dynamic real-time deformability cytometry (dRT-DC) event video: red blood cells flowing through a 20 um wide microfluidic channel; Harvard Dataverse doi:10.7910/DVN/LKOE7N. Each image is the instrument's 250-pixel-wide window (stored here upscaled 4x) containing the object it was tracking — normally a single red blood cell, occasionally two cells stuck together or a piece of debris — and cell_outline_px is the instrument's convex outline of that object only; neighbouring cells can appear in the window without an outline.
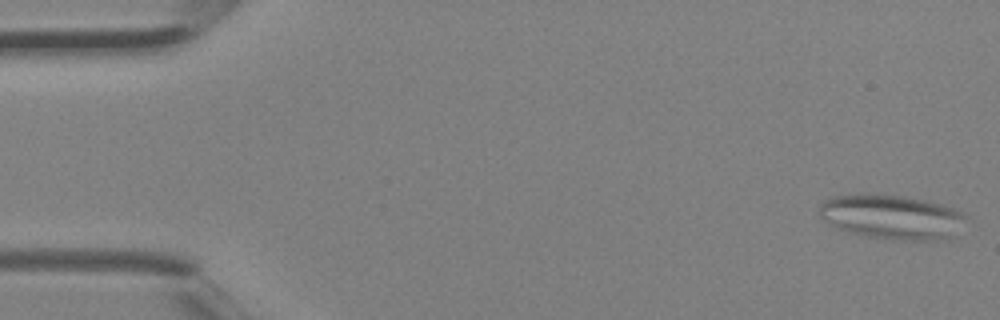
{"species": "Egyptian fruit bat (a non-hibernating species)", "species_latin": "Rousettus aegyptiacus", "temperature_condition": "room temperature", "stored_images_in_passage": 5, "camera_frame_rate_fps": 3000, "um_per_image_px": 0.085, "animal": {"sex": "female"}, "frame": {"image": 1, "passage_image": 1, "time_ms": 0.0, "image_size_px": [1000, 320], "cell_outline_px": [[964, 216], [952, 240], [888, 240], [864, 236], [836, 228], [828, 224], [820, 216], [820, 204], [824, 200], [832, 196], [860, 192], [876, 192], [904, 196], [944, 204], [956, 208], [964, 212]], "centroid_in_image_um": [75.76, 18.42], "position_along_channel_um": 9.2, "area_um2": 38.96}}